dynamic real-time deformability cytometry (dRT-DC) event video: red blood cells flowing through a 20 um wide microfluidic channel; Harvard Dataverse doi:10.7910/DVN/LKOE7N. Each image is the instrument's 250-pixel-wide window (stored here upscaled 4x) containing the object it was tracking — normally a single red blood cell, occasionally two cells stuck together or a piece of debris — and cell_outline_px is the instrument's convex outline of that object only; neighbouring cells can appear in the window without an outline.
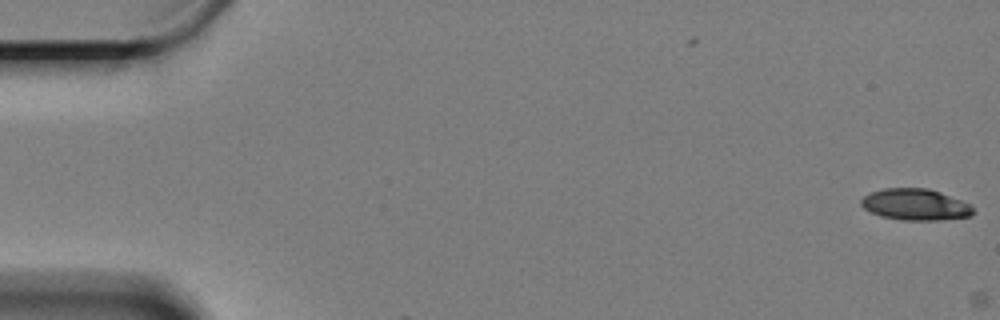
{"species": "Egyptian fruit bat (a non-hibernating species)", "species_latin": "Rousettus aegyptiacus", "temperature_condition": "cold", "stored_images_in_passage": 3, "camera_frame_rate_fps": 3000, "um_per_image_px": 0.085, "animal": {"sex": "female"}, "frame": {"image": 1, "passage_image": 1, "time_ms": 0.0, "image_size_px": [1000, 320], "cell_outline_px": [[972, 216], [940, 220], [900, 220], [880, 216], [864, 208], [860, 204], [860, 200], [864, 196], [872, 192], [884, 188], [928, 188], [940, 192], [960, 200], [968, 204], [972, 208]], "centroid_in_image_um": [77.77, 17.39], "position_along_channel_um": 7.2, "area_um2": 20.35}}